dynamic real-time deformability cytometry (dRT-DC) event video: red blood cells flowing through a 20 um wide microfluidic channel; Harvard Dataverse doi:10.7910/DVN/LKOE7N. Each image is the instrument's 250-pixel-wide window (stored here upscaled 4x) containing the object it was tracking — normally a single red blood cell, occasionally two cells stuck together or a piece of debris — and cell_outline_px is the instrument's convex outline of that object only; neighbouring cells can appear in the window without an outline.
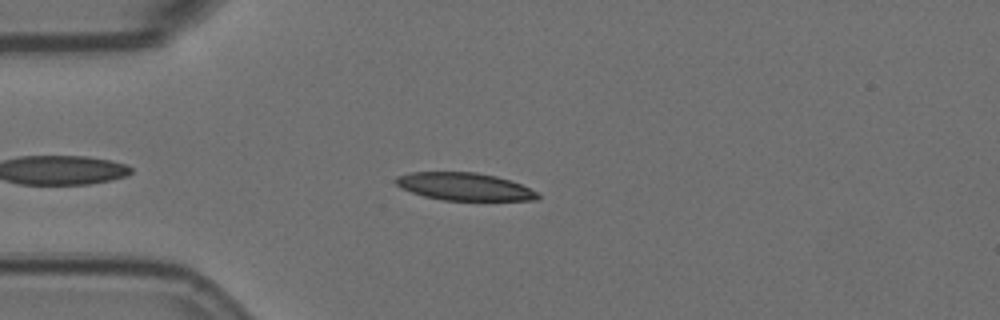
{"species": "Egyptian fruit bat (a non-hibernating species)", "species_latin": "Rousettus aegyptiacus", "temperature_condition": "room temperature", "stored_images_in_passage": 6, "camera_frame_rate_fps": 3000, "um_per_image_px": 0.085, "animal": {"sex": "female"}, "frame": {"image": 1, "passage_image": 4, "time_ms": 1.0, "image_size_px": [1000, 320], "cell_outline_px": [[540, 196], [536, 200], [444, 200], [424, 196], [400, 188], [392, 180], [396, 176], [408, 172], [476, 172], [496, 176], [520, 184], [536, 192]], "centroid_in_image_um": [39.4, 15.85], "position_along_channel_um": 45.6, "area_um2": 22.77}}
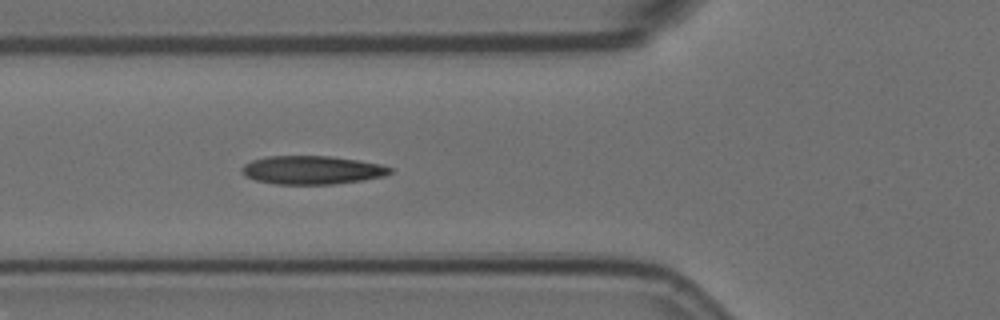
{"frame": {"image": 2, "passage_image": 6, "time_ms": 1.667, "image_size_px": [1000, 320], "cell_outline_px": [[392, 172], [384, 176], [364, 180], [332, 184], [276, 184], [256, 180], [244, 176], [240, 172], [240, 168], [244, 164], [252, 160], [264, 156], [328, 156], [356, 160], [380, 164], [392, 168]], "centroid_in_image_um": [26.47, 14.45], "position_along_channel_um": 99.3, "area_um2": 24.62}}